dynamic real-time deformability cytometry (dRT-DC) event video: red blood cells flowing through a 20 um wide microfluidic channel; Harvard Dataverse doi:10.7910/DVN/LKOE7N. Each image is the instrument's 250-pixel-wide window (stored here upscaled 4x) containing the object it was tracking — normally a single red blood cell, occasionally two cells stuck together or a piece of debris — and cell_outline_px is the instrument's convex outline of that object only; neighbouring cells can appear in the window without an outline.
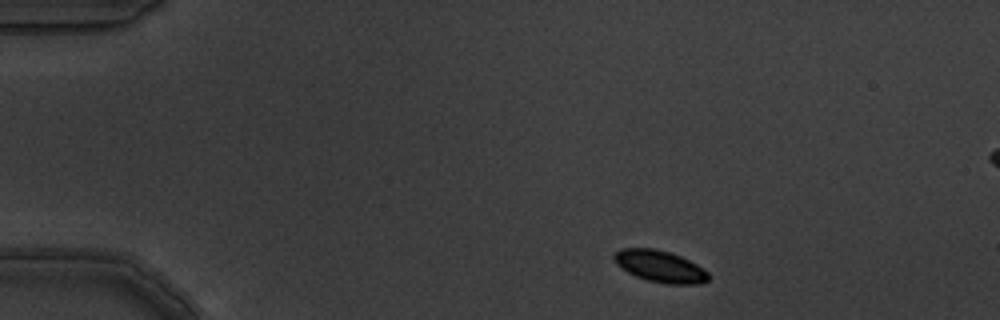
{"species": "common noctule bat (a hibernating species)", "species_latin": "Nyctalus noctula", "temperature_condition": "warm", "stored_images_in_passage": 4, "camera_frame_rate_fps": 3000, "um_per_image_px": 0.085, "animal": {"sex": "male", "body_mass_g": 19.5, "forearm_length_mm": 54.6}, "frame": {"image": 1, "passage_image": 1, "time_ms": 0.0, "image_size_px": [1000, 320], "cell_outline_px": [[708, 280], [700, 284], [664, 284], [648, 280], [636, 276], [620, 268], [612, 260], [612, 256], [620, 248], [656, 248], [680, 256], [696, 264], [708, 272]], "centroid_in_image_um": [56.06, 22.64], "position_along_channel_um": 28.9, "area_um2": 17.51}}